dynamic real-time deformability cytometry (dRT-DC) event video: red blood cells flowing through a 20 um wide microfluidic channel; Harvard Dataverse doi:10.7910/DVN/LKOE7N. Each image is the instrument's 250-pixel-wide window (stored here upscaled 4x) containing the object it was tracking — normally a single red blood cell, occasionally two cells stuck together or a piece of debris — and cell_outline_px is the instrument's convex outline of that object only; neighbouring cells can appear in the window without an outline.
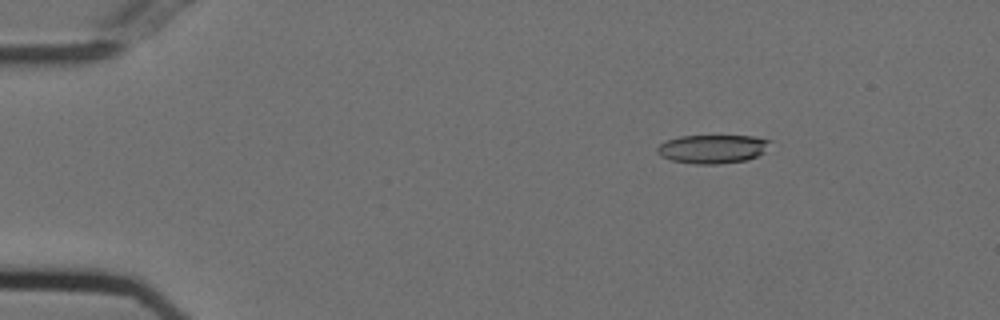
{"species": "Egyptian fruit bat (a non-hibernating species)", "species_latin": "Rousettus aegyptiacus", "temperature_condition": "cold", "stored_images_in_passage": 54, "camera_frame_rate_fps": 3000, "um_per_image_px": 0.085, "animal": {"sex": "female"}, "frame": {"image": 1, "passage_image": 8, "time_ms": 2.333, "image_size_px": [1000, 320], "cell_outline_px": [[772, 140], [764, 152], [748, 160], [720, 164], [696, 164], [672, 160], [660, 156], [656, 152], [656, 148], [660, 144], [668, 140], [680, 136], [752, 136]], "centroid_in_image_um": [60.57, 12.66], "position_along_channel_um": 24.4, "area_um2": 18.84}}
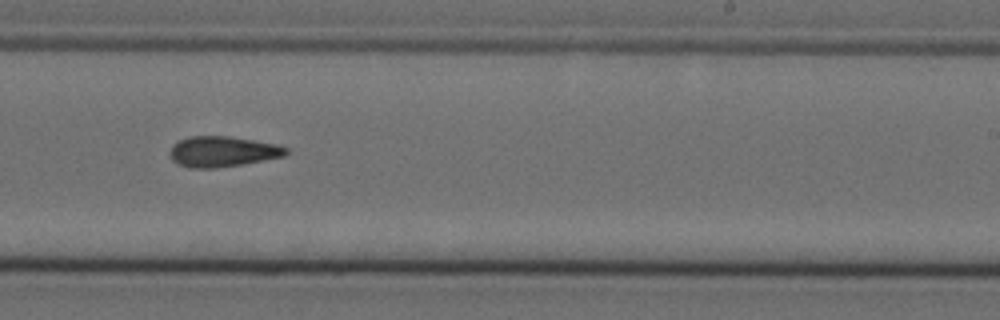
{"frame": {"image": 2, "passage_image": 34, "time_ms": 11.0, "image_size_px": [1000, 320], "cell_outline_px": [[288, 152], [284, 156], [244, 164], [216, 168], [188, 168], [176, 164], [172, 160], [168, 152], [172, 144], [176, 140], [188, 136], [228, 136], [276, 144], [288, 148]], "centroid_in_image_um": [18.84, 12.89], "position_along_channel_um": 270.2, "area_um2": 20.98}}
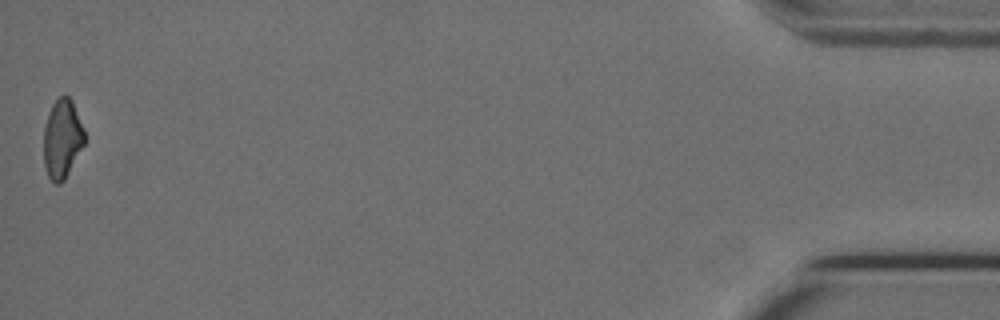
{"frame": {"image": 3, "passage_image": 54, "time_ms": 17.667, "image_size_px": [1000, 320], "cell_outline_px": [[84, 144], [64, 180], [60, 184], [56, 184], [48, 176], [44, 164], [44, 128], [48, 112], [52, 104], [64, 92], [72, 100], [84, 128]], "centroid_in_image_um": [5.28, 11.76], "position_along_channel_um": 429.9, "area_um2": 18.79}, "authors_computed_cell_mechanics": {"area_um2": 20.0566, "velocity_mm_per_s": 3.7412, "shape_relaxation_time_tau1_ms": null, "shape_relaxation_time_tau2_ms": 8.1046, "deformation_change_tau1": null, "deformation_change_tau2": 0.2111}}